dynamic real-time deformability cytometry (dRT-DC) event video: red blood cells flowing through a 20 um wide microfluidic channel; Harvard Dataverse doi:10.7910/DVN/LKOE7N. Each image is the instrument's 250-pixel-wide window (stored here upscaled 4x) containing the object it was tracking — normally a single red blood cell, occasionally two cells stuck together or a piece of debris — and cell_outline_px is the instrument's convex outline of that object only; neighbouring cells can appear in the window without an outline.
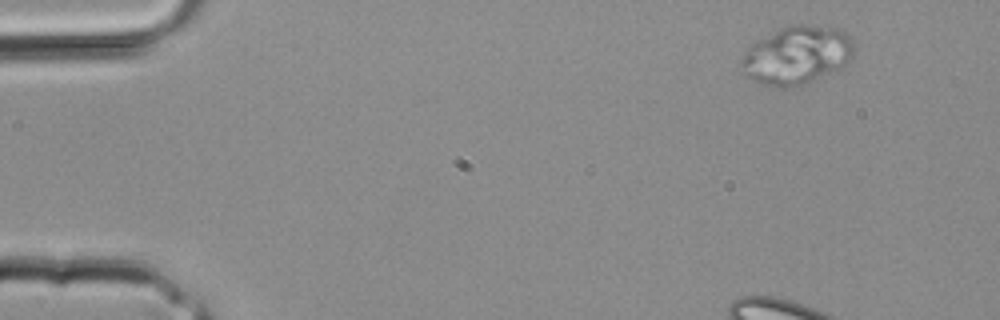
{"species": "common noctule bat (a hibernating species)", "species_latin": "Nyctalus noctula", "temperature_condition": "room temperature", "stored_images_in_passage": 32, "segment_of_instrument_passage": [1, 2], "camera_frame_rate_fps": 3000, "um_per_image_px": 0.085, "animal": {"sex": "male", "body_mass_g": 20.4}, "frame": {"image": 1, "passage_image": 1, "time_ms": 0.0, "image_size_px": [1000, 320], "cell_outline_px": [[852, 56], [844, 64], [804, 84], [792, 88], [780, 88], [764, 84], [752, 80], [744, 76], [740, 72], [740, 60], [748, 48], [752, 44], [784, 28], [796, 24], [804, 24], [840, 28], [848, 36], [852, 44]], "centroid_in_image_um": [67.67, 4.71], "position_along_channel_um": 17.3, "area_um2": 37.45}}